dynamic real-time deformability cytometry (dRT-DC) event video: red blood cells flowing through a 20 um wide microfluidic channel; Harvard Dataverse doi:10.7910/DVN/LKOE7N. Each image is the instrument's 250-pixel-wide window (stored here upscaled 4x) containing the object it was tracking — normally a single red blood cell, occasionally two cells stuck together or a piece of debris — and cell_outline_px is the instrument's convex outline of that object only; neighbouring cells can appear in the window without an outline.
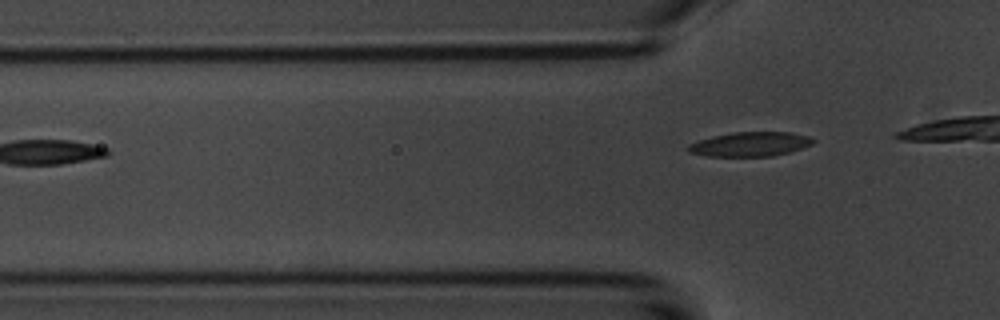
{"species": "common noctule bat (a hibernating species)", "species_latin": "Nyctalus noctula", "temperature_condition": "room temperature", "stored_images_in_passage": 3, "camera_frame_rate_fps": 3000, "um_per_image_px": 0.085, "animal": {"sex": "male", "body_mass_g": 20.1, "forearm_length_mm": 53.5}, "frame": {"image": 1, "passage_image": 3, "time_ms": 2.333, "image_size_px": [1000, 320], "cell_outline_px": [[816, 140], [812, 144], [788, 152], [772, 156], [708, 156], [688, 152], [688, 144], [712, 136], [732, 132], [792, 132], [808, 136]], "centroid_in_image_um": [63.76, 12.25], "position_along_channel_um": 62.0, "area_um2": 17.63}}